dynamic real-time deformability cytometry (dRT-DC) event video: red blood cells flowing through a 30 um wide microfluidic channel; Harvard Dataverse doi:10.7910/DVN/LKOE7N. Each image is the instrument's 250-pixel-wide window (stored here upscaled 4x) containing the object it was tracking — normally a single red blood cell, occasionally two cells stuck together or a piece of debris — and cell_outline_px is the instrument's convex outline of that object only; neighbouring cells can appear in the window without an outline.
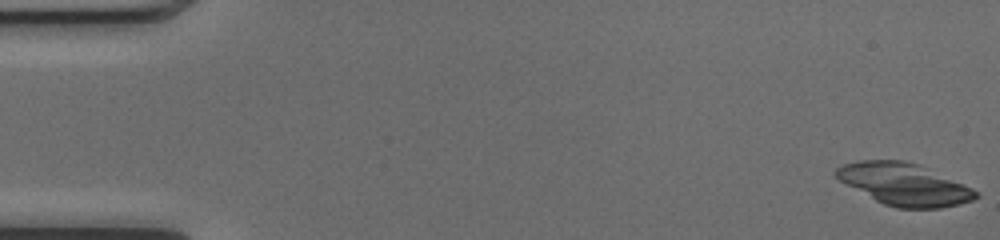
{"species": "common noctule bat (a hibernating species)", "species_latin": "Nyctalus noctula", "temperature_condition": "cold", "stored_images_in_passage": 50, "camera_frame_rate_fps": 3000, "um_per_image_px": 0.085, "animal": {"sex": "female", "body_mass_g": 17.0, "forearm_length_mm": 48.0}, "frame": {"image": 1, "passage_image": 1, "time_ms": 0.0, "image_size_px": [1000, 240], "cell_outline_px": [[980, 196], [972, 200], [940, 208], [896, 208], [884, 204], [876, 200], [840, 180], [832, 172], [836, 168], [844, 164], [860, 160], [904, 160], [916, 164], [972, 188], [980, 192]], "centroid_in_image_um": [76.84, 15.66], "position_along_channel_um": 8.2, "area_um2": 33.52}}
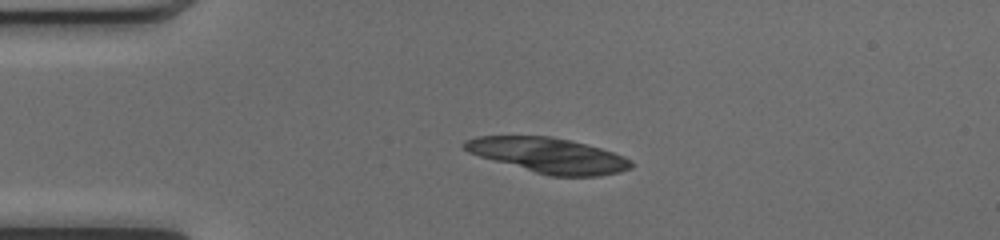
{"frame": {"image": 2, "passage_image": 12, "time_ms": 3.667, "image_size_px": [1000, 240], "cell_outline_px": [[632, 168], [620, 172], [600, 176], [552, 176], [536, 172], [480, 156], [468, 152], [460, 144], [464, 140], [476, 136], [548, 136], [568, 140], [600, 148], [624, 156], [632, 160]], "centroid_in_image_um": [46.62, 13.2], "position_along_channel_um": 38.4, "area_um2": 33.76}}